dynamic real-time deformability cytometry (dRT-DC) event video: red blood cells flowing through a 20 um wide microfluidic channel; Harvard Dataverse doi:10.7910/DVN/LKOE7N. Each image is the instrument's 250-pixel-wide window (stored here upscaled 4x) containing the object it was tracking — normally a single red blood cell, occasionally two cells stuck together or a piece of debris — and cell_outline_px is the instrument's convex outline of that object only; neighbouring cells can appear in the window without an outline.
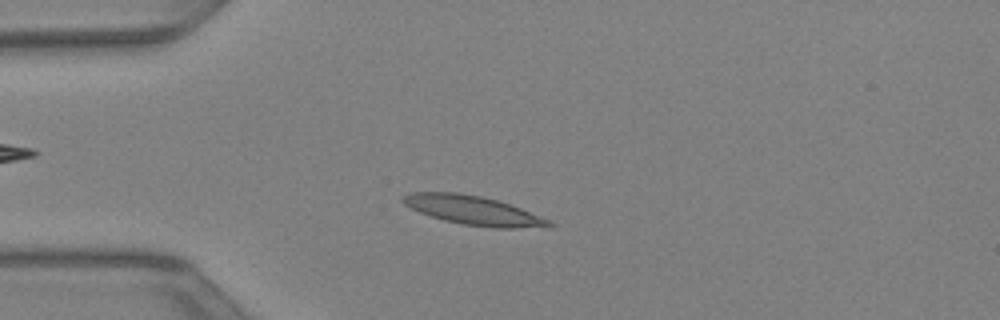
{"species": "Egyptian fruit bat (a non-hibernating species)", "species_latin": "Rousettus aegyptiacus", "temperature_condition": "warm", "stored_images_in_passage": 36, "camera_frame_rate_fps": 3000, "um_per_image_px": 0.085, "animal": {"sex": "female"}, "frame": {"image": 1, "passage_image": 4, "time_ms": 1.0, "image_size_px": [1000, 320], "cell_outline_px": [[556, 224], [548, 228], [492, 228], [464, 224], [444, 220], [420, 212], [404, 204], [400, 200], [408, 192], [456, 192], [480, 196], [500, 200], [540, 216]], "centroid_in_image_um": [40.27, 17.88], "position_along_channel_um": 44.7, "area_um2": 24.74}}
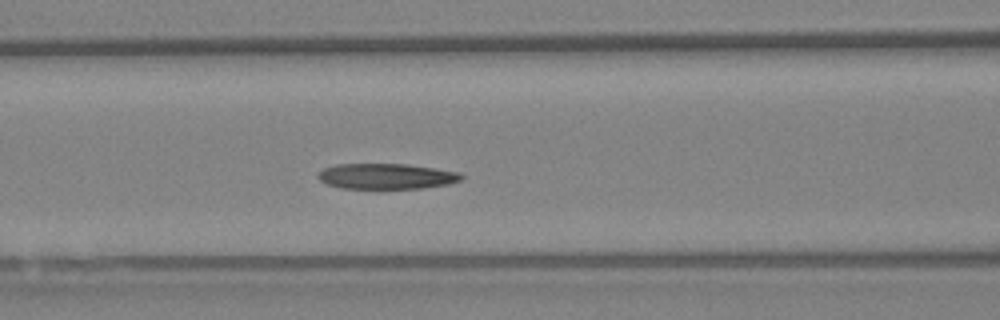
{"frame": {"image": 2, "passage_image": 11, "time_ms": 3.333, "image_size_px": [1000, 320], "cell_outline_px": [[464, 176], [460, 180], [448, 184], [420, 188], [340, 188], [328, 184], [320, 180], [316, 176], [324, 168], [336, 164], [408, 164], [436, 168], [460, 172]], "centroid_in_image_um": [32.85, 14.97], "position_along_channel_um": 133.7, "area_um2": 21.27}}
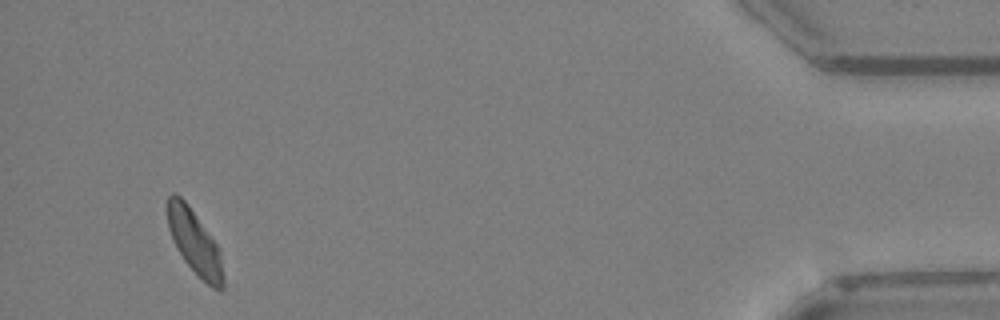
{"frame": {"image": 3, "passage_image": 34, "time_ms": 11.0, "image_size_px": [1000, 320], "cell_outline_px": [[224, 288], [212, 288], [184, 260], [176, 248], [168, 228], [168, 196], [172, 192], [176, 192], [188, 204], [220, 248], [224, 280]], "centroid_in_image_um": [16.55, 20.56], "position_along_channel_um": 418.7, "area_um2": 20.63}}